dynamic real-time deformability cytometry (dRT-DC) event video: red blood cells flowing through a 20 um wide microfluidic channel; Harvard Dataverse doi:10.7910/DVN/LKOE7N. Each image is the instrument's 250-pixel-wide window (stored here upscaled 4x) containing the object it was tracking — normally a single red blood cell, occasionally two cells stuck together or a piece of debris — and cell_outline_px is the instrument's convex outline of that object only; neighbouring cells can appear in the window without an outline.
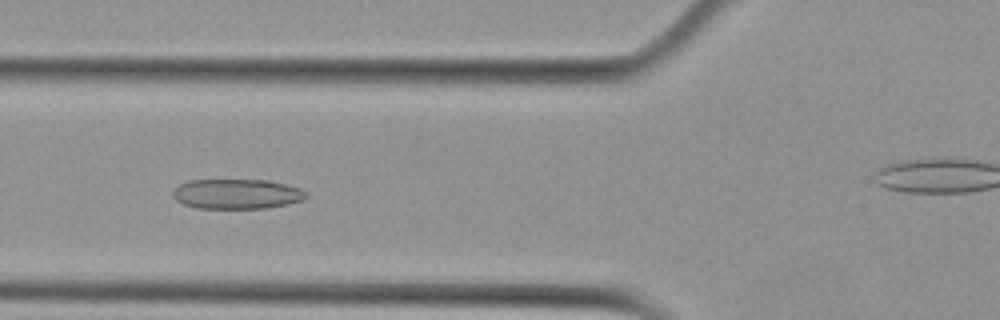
{"species": "Egyptian fruit bat (a non-hibernating species)", "species_latin": "Rousettus aegyptiacus", "temperature_condition": "cold", "stored_images_in_passage": 47, "camera_frame_rate_fps": 3000, "um_per_image_px": 0.085, "animal": {"sex": "female"}, "frame": {"image": 1, "passage_image": 20, "time_ms": 6.333, "image_size_px": [1000, 320], "cell_outline_px": [[308, 196], [304, 200], [288, 204], [264, 208], [196, 208], [184, 204], [176, 200], [172, 196], [172, 192], [180, 184], [188, 180], [268, 180], [300, 188]], "centroid_in_image_um": [20.12, 16.49], "position_along_channel_um": 105.7, "area_um2": 23.18}}
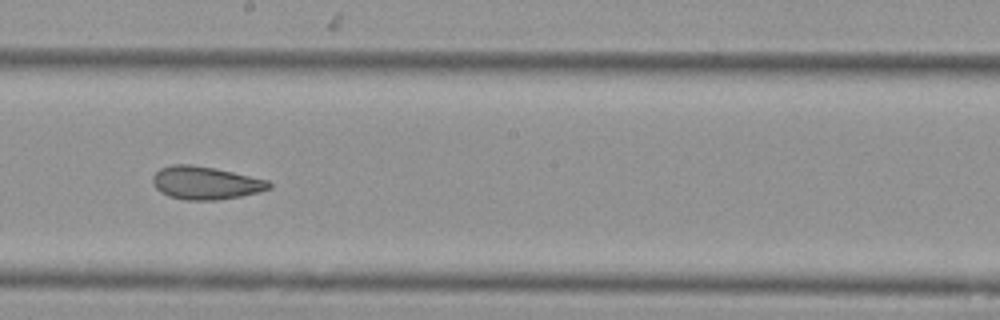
{"frame": {"image": 2, "passage_image": 30, "time_ms": 9.667, "image_size_px": [1000, 320], "cell_outline_px": [[272, 188], [260, 192], [240, 196], [216, 200], [188, 200], [168, 196], [160, 192], [152, 184], [152, 176], [160, 168], [172, 164], [192, 164], [232, 172], [268, 180], [272, 184]], "centroid_in_image_um": [17.45, 15.55], "position_along_channel_um": 230.7, "area_um2": 22.37}}
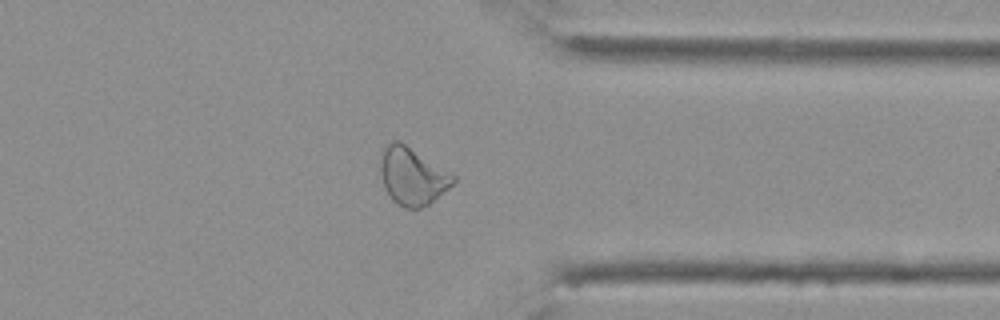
{"frame": {"image": 3, "passage_image": 42, "time_ms": 13.667, "image_size_px": [1000, 320], "cell_outline_px": [[456, 180], [448, 188], [428, 204], [420, 208], [404, 208], [392, 200], [384, 188], [380, 172], [380, 152], [392, 140], [396, 140], [404, 144], [452, 172], [456, 176]], "centroid_in_image_um": [35.03, 14.97], "position_along_channel_um": 376.4, "area_um2": 24.28}, "authors_computed_cell_mechanics": {"area_um2": 23.8714, "velocity_mm_per_s": 3.7572, "shape_relaxation_time_tau1_ms": null, "shape_relaxation_time_tau2_ms": 1.8042, "deformation_change_tau1": null, "deformation_change_tau2": 0.0765}}